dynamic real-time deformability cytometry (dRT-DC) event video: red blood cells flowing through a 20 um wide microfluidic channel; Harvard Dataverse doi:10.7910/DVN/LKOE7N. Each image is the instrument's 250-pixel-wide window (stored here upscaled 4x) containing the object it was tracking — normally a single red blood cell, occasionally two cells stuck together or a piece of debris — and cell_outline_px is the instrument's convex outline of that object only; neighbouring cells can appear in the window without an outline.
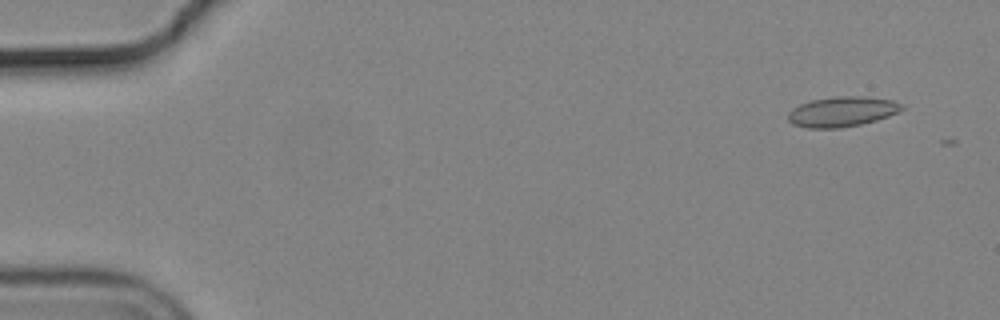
{"species": "common noctule bat (a hibernating species)", "species_latin": "Nyctalus noctula", "temperature_condition": "cold", "stored_images_in_passage": 8, "camera_frame_rate_fps": 3000, "um_per_image_px": 0.085, "animal": {"sex": "male", "body_mass_g": 19.2, "forearm_length_mm": 51.8}, "frame": {"image": 1, "passage_image": 1, "time_ms": 0.0, "image_size_px": [1000, 320], "cell_outline_px": [[904, 108], [888, 116], [876, 120], [860, 124], [840, 128], [808, 128], [792, 124], [788, 120], [788, 112], [792, 108], [800, 104], [812, 100], [836, 96], [864, 96], [892, 100], [904, 104]], "centroid_in_image_um": [71.56, 9.48], "position_along_channel_um": 13.4, "area_um2": 19.94}}